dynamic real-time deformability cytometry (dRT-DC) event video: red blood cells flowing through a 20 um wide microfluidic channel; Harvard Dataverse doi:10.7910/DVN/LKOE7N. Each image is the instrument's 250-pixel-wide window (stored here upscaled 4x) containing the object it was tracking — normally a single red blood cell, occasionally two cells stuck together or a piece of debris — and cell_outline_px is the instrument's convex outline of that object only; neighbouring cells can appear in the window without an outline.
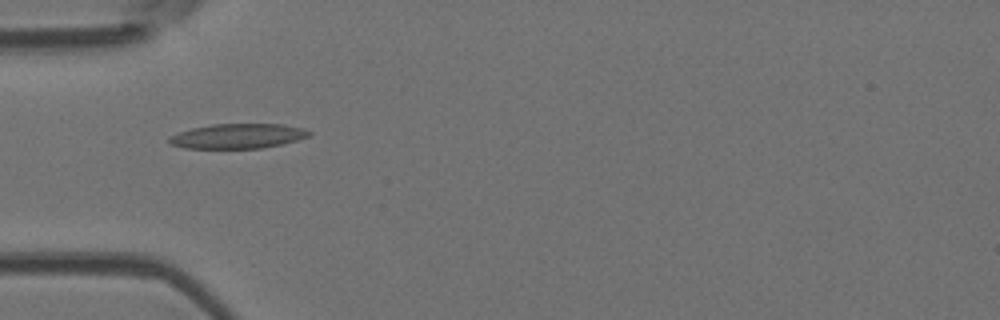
{"species": "Egyptian fruit bat (a non-hibernating species)", "species_latin": "Rousettus aegyptiacus", "temperature_condition": "room temperature", "stored_images_in_passage": 5, "camera_frame_rate_fps": 3000, "um_per_image_px": 0.085, "animal": {"sex": "female"}, "frame": {"image": 1, "passage_image": 2, "time_ms": 1.333, "image_size_px": [1000, 320], "cell_outline_px": [[312, 136], [280, 144], [260, 148], [184, 148], [172, 144], [168, 140], [168, 136], [192, 128], [212, 124], [284, 124], [304, 128], [312, 132]], "centroid_in_image_um": [20.24, 11.56], "position_along_channel_um": 64.8, "area_um2": 20.17}}
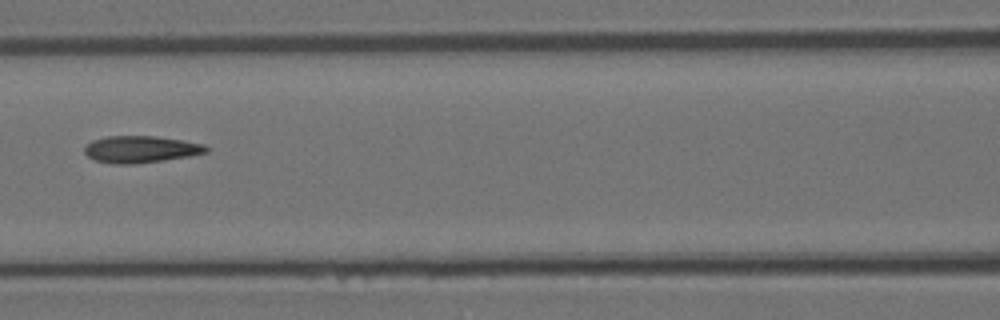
{"frame": {"image": 2, "passage_image": 4, "time_ms": 3.667, "image_size_px": [1000, 320], "cell_outline_px": [[208, 152], [188, 156], [164, 160], [132, 164], [112, 164], [96, 160], [88, 156], [84, 152], [84, 148], [92, 140], [108, 136], [156, 136], [184, 140], [204, 144], [208, 148]], "centroid_in_image_um": [11.97, 12.68], "position_along_channel_um": 154.6, "area_um2": 19.02}}
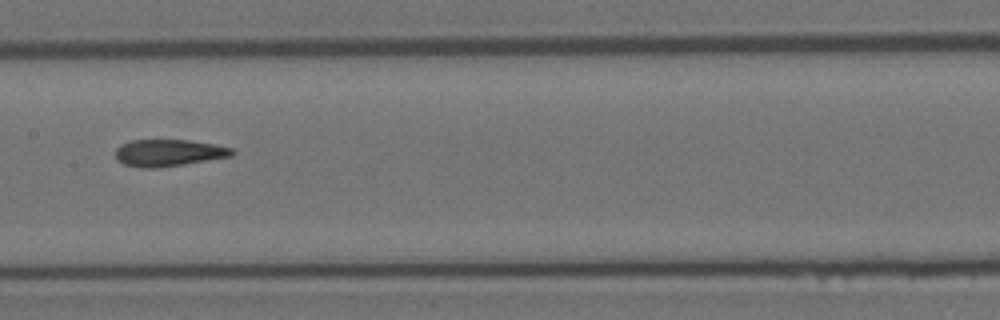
{"frame": {"image": 3, "passage_image": 5, "time_ms": 4.667, "image_size_px": [1000, 320], "cell_outline_px": [[236, 152], [232, 156], [184, 164], [156, 168], [140, 168], [124, 164], [116, 160], [116, 148], [120, 144], [132, 140], [188, 140], [212, 144], [232, 148]], "centroid_in_image_um": [14.31, 12.99], "position_along_channel_um": 193.1, "area_um2": 18.26}}